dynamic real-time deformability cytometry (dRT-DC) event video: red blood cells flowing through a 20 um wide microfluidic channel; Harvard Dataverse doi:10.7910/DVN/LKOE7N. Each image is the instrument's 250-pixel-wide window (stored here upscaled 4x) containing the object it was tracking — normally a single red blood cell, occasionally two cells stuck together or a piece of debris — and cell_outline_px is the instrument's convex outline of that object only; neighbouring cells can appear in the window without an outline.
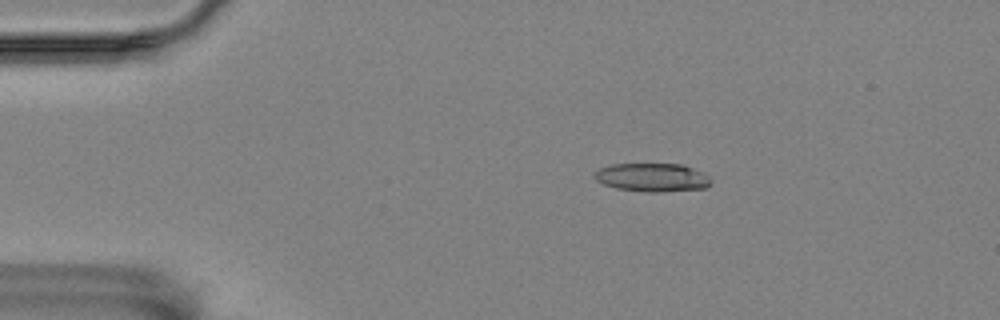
{"species": "Egyptian fruit bat (a non-hibernating species)", "species_latin": "Rousettus aegyptiacus", "temperature_condition": "room temperature", "stored_images_in_passage": 47, "camera_frame_rate_fps": 3000, "um_per_image_px": 0.085, "animal": {"sex": "female"}, "frame": {"image": 1, "passage_image": 1, "time_ms": 0.0, "image_size_px": [1000, 320], "cell_outline_px": [[712, 184], [704, 188], [656, 192], [648, 192], [616, 188], [604, 184], [596, 180], [592, 176], [592, 172], [600, 168], [612, 164], [684, 164], [704, 172], [712, 180]], "centroid_in_image_um": [55.44, 15.07], "position_along_channel_um": 29.6, "area_um2": 19.48}}
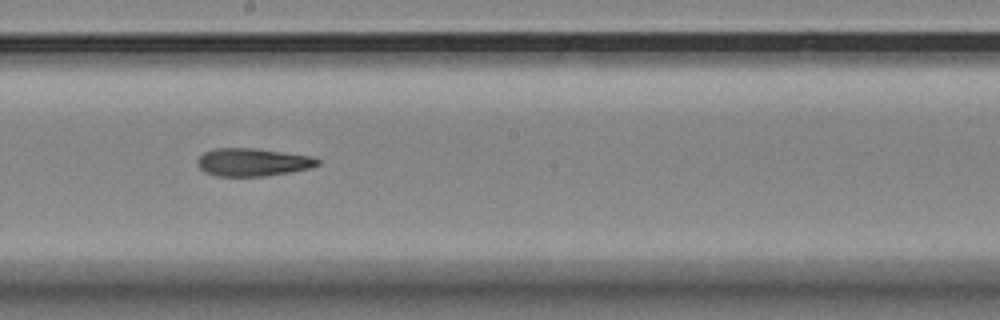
{"frame": {"image": 2, "passage_image": 22, "time_ms": 7.0, "image_size_px": [1000, 320], "cell_outline_px": [[320, 164], [312, 168], [292, 172], [264, 176], [216, 176], [204, 172], [196, 164], [196, 160], [204, 152], [212, 148], [256, 148], [312, 156], [320, 160]], "centroid_in_image_um": [21.48, 13.78], "position_along_channel_um": 226.7, "area_um2": 19.83}}
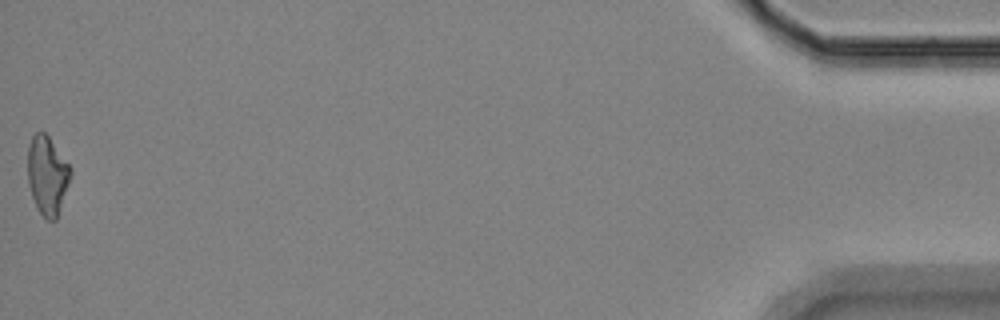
{"frame": {"image": 3, "passage_image": 47, "time_ms": 15.333, "image_size_px": [1000, 320], "cell_outline_px": [[72, 172], [56, 220], [48, 220], [36, 208], [32, 196], [28, 180], [28, 148], [32, 136], [36, 132], [44, 132], [48, 136], [68, 164]], "centroid_in_image_um": [4.0, 14.9], "position_along_channel_um": 431.2, "area_um2": 19.19}, "authors_computed_cell_mechanics": {"area_um2": 20.0566, "velocity_mm_per_s": 3.5655, "shape_relaxation_time_tau1_ms": 8.7457, "shape_relaxation_time_tau2_ms": 5.5419, "deformation_change_tau1": 0.2143, "deformation_change_tau2": 0.1528}}